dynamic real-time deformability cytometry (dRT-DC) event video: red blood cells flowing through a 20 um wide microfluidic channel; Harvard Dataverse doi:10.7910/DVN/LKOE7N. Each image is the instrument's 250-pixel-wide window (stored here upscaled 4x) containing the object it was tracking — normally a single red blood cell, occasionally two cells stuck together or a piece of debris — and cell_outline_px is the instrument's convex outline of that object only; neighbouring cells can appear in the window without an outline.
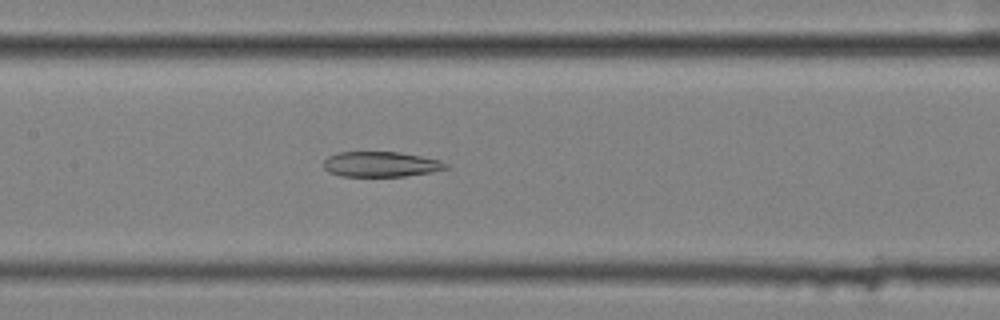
{"species": "common noctule bat (a hibernating species)", "species_latin": "Nyctalus noctula", "temperature_condition": "cold", "stored_images_in_passage": 42, "camera_frame_rate_fps": 3000, "um_per_image_px": 0.085, "animal": {"sex": "female", "body_mass_g": 25.1}, "frame": {"image": 1, "passage_image": 14, "time_ms": 4.333, "image_size_px": [1000, 320], "cell_outline_px": [[448, 168], [432, 172], [404, 176], [340, 176], [328, 172], [324, 168], [324, 160], [328, 156], [340, 152], [400, 152], [440, 160], [448, 164]], "centroid_in_image_um": [32.37, 13.96], "position_along_channel_um": 175.0, "area_um2": 17.98}}
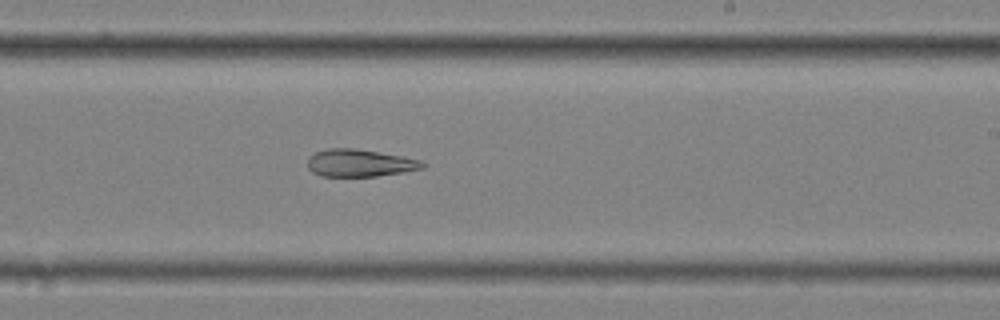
{"frame": {"image": 2, "passage_image": 21, "time_ms": 6.667, "image_size_px": [1000, 320], "cell_outline_px": [[424, 168], [404, 172], [376, 176], [320, 176], [312, 172], [308, 168], [308, 156], [316, 152], [328, 148], [352, 148], [400, 156], [420, 160], [424, 164]], "centroid_in_image_um": [30.53, 13.86], "position_along_channel_um": 258.5, "area_um2": 18.15}}
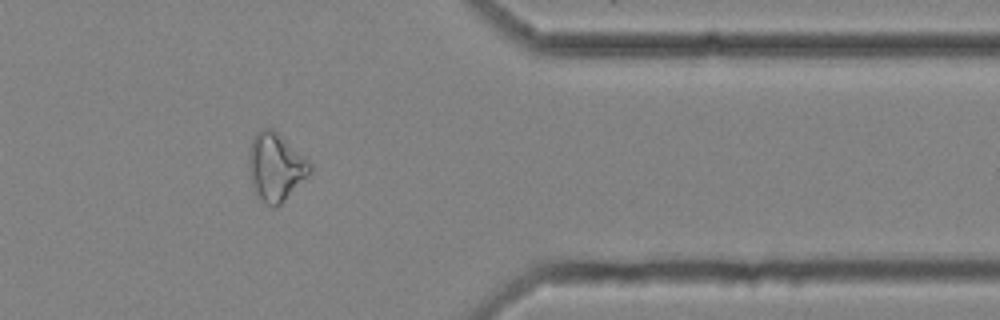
{"frame": {"image": 3, "passage_image": 33, "time_ms": 10.667, "image_size_px": [1000, 320], "cell_outline_px": [[312, 172], [276, 208], [272, 208], [256, 192], [252, 184], [248, 164], [248, 152], [252, 140], [256, 132], [264, 128], [272, 128], [308, 160], [312, 164]], "centroid_in_image_um": [23.43, 14.18], "position_along_channel_um": 388.0, "area_um2": 23.81}}